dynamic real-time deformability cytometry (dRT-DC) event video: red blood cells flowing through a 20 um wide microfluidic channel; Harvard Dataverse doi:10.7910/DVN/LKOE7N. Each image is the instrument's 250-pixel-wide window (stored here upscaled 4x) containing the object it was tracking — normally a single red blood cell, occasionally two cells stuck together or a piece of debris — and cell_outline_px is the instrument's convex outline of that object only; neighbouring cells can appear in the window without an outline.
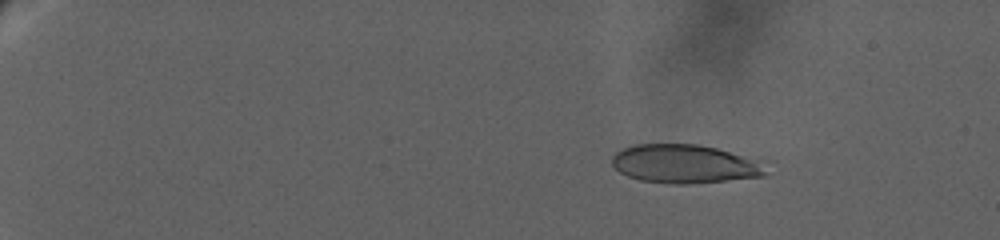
{"species": "human", "species_latin": "Homo sapiens", "temperature_condition": "warm", "stored_images_in_passage": 84, "camera_frame_rate_fps": 3000, "um_per_image_px": 0.085, "donor": {"sex": "female"}, "frame": {"image": 1, "passage_image": 15, "time_ms": 4.333, "image_size_px": [1000, 240], "cell_outline_px": [[776, 160], [768, 172], [764, 176], [692, 184], [668, 184], [640, 180], [628, 176], [620, 172], [612, 164], [612, 156], [616, 152], [624, 148], [636, 144], [700, 144], [764, 156]], "centroid_in_image_um": [58.52, 13.91], "position_along_channel_um": 26.5, "area_um2": 36.76}}
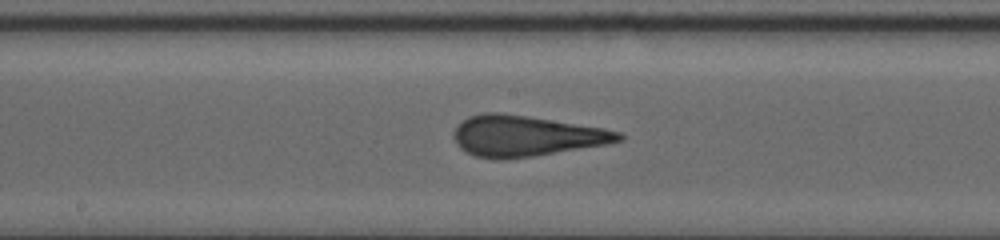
{"frame": {"image": 2, "passage_image": 54, "time_ms": 16.0, "image_size_px": [1000, 240], "cell_outline_px": [[624, 140], [608, 144], [532, 156], [504, 160], [496, 160], [476, 156], [464, 152], [456, 144], [452, 136], [452, 132], [468, 116], [484, 112], [500, 112], [528, 116], [604, 128], [620, 132], [624, 136]], "centroid_in_image_um": [44.67, 11.56], "position_along_channel_um": 203.5, "area_um2": 39.36}}
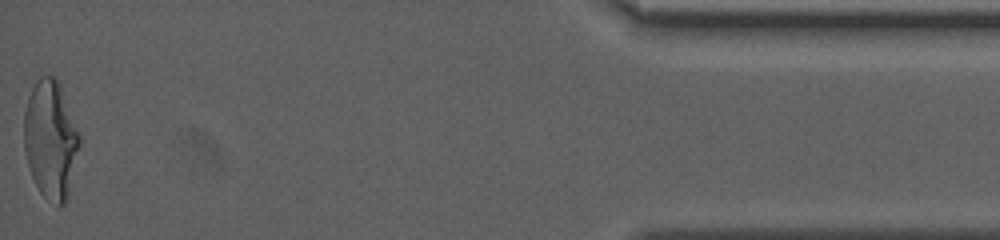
{"frame": {"image": 3, "passage_image": 84, "time_ms": 26.667, "image_size_px": [1000, 240], "cell_outline_px": [[80, 144], [68, 196], [64, 204], [60, 208], [56, 208], [40, 192], [32, 176], [28, 164], [24, 148], [24, 112], [28, 96], [36, 80], [40, 76], [56, 76], [60, 80], [80, 136]], "centroid_in_image_um": [4.31, 11.85], "position_along_channel_um": 430.9, "area_um2": 38.67}, "authors_computed_cell_mechanics": {"area_um2": 37.7723, "velocity_mm_per_s": 2.7457, "shape_relaxation_time_tau1_ms": null, "shape_relaxation_time_tau2_ms": 1.0573, "deformation_change_tau1": null, "deformation_change_tau2": 0.0991}}